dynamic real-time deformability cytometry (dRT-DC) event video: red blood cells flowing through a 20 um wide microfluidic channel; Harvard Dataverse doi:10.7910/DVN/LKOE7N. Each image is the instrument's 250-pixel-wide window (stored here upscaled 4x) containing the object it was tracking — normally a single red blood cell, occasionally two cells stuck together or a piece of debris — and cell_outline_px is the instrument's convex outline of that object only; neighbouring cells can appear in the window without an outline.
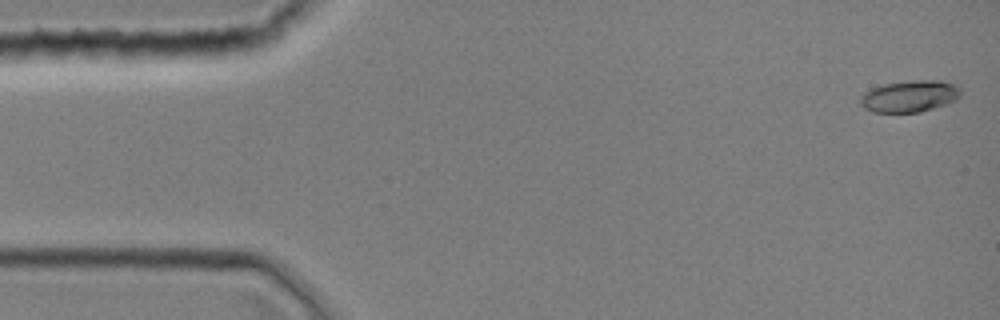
{"species": "common noctule bat (a hibernating species)", "species_latin": "Nyctalus noctula", "temperature_condition": "room temperature", "stored_images_in_passage": 3, "camera_frame_rate_fps": 3000, "um_per_image_px": 0.085, "animal": {"sex": "female", "body_mass_g": 19.0, "forearm_length_mm": 51.5}, "frame": {"image": 1, "passage_image": 1, "time_ms": 0.0, "image_size_px": [1000, 320], "cell_outline_px": [[960, 96], [956, 100], [948, 104], [920, 112], [872, 112], [864, 108], [860, 104], [860, 96], [864, 92], [872, 88], [884, 84], [912, 80], [940, 80], [956, 84], [960, 88]], "centroid_in_image_um": [77.33, 8.18], "position_along_channel_um": 7.7, "area_um2": 18.73}}